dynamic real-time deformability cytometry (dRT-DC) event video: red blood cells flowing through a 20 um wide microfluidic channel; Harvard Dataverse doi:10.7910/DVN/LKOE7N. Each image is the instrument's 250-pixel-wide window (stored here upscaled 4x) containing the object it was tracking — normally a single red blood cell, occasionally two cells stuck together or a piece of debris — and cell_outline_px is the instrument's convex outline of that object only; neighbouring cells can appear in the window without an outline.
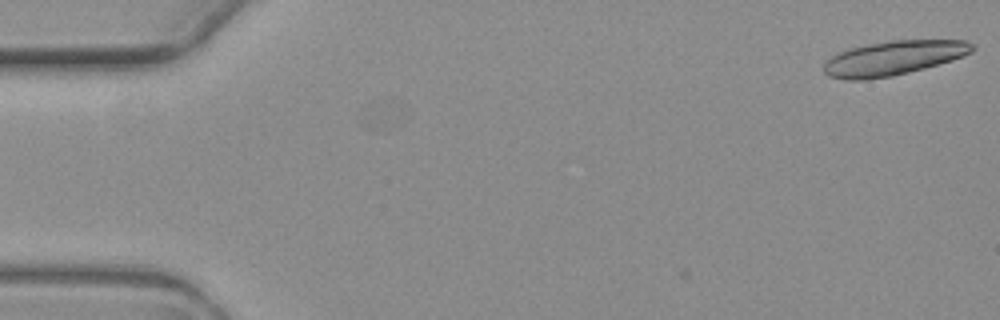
{"species": "common noctule bat (a hibernating species)", "species_latin": "Nyctalus noctula", "temperature_condition": "warm", "stored_images_in_passage": 4, "segment_of_instrument_passage": [2, 2], "camera_frame_rate_fps": 3000, "um_per_image_px": 0.085, "animal": {"sex": "female", "body_mass_g": 19.3, "forearm_length_mm": 54.1}, "frame": {"image": 1, "passage_image": 4, "time_ms": 3.667, "image_size_px": [1000, 320], "cell_outline_px": [[976, 48], [972, 52], [964, 56], [952, 60], [924, 68], [892, 76], [868, 80], [844, 80], [828, 76], [824, 72], [824, 60], [848, 48], [888, 40], [968, 40], [976, 44]], "centroid_in_image_um": [75.95, 4.93], "position_along_channel_um": 9.0, "area_um2": 30.11}}